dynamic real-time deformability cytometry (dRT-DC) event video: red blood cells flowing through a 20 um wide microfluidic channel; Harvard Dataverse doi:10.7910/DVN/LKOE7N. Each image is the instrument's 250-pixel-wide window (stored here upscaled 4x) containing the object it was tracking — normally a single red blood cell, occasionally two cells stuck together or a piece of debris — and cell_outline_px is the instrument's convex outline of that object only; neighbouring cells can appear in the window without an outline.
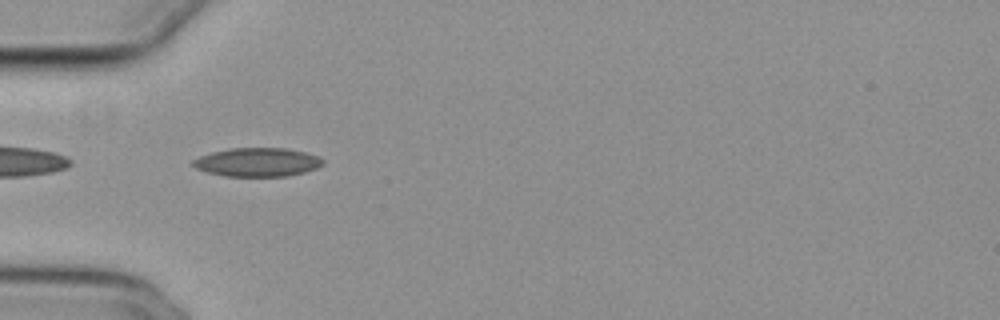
{"species": "common noctule bat (a hibernating species)", "species_latin": "Nyctalus noctula", "temperature_condition": "cold", "stored_images_in_passage": 37, "camera_frame_rate_fps": 3000, "um_per_image_px": 0.085, "animal": {"sex": "female", "body_mass_g": 29.2, "forearm_length_mm": 56.3}, "frame": {"image": 1, "passage_image": 1, "time_ms": 0.0, "image_size_px": [1000, 320], "cell_outline_px": [[324, 164], [316, 168], [304, 172], [288, 176], [224, 176], [208, 172], [196, 168], [192, 164], [192, 160], [200, 156], [212, 152], [228, 148], [288, 148], [320, 156], [324, 160]], "centroid_in_image_um": [21.9, 13.78], "position_along_channel_um": 63.1, "area_um2": 21.79}}
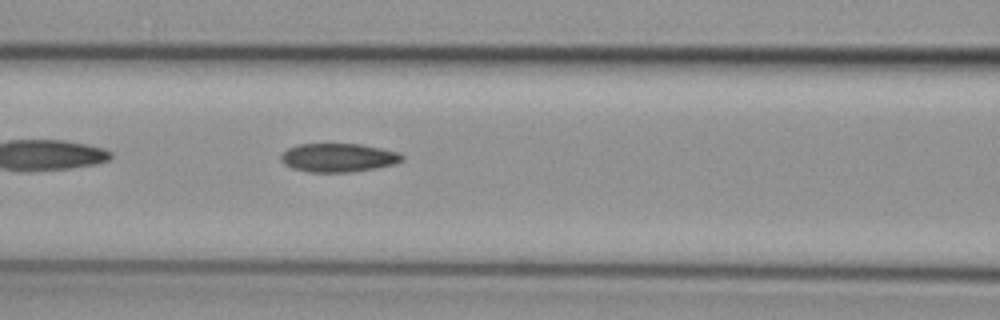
{"frame": {"image": 2, "passage_image": 7, "time_ms": 2.0, "image_size_px": [1000, 320], "cell_outline_px": [[404, 160], [392, 164], [372, 168], [348, 172], [308, 172], [292, 168], [284, 164], [280, 160], [280, 156], [288, 148], [296, 144], [360, 144], [400, 152], [404, 156]], "centroid_in_image_um": [28.73, 13.39], "position_along_channel_um": 137.9, "area_um2": 20.11}}
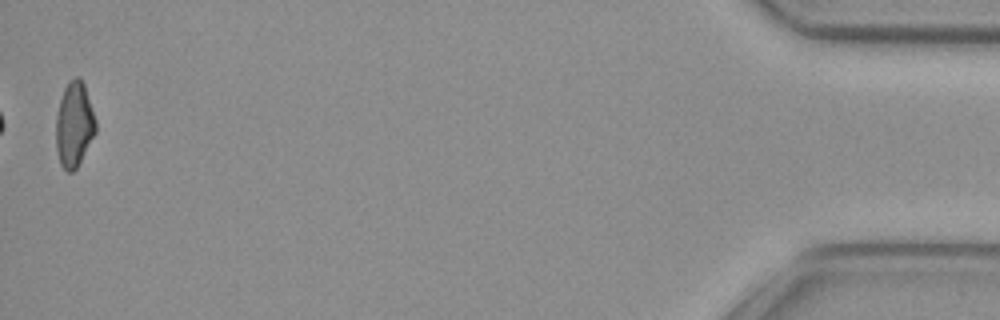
{"frame": {"image": 3, "passage_image": 37, "time_ms": 12.0, "image_size_px": [1000, 320], "cell_outline_px": [[96, 132], [76, 168], [72, 172], [68, 172], [60, 164], [56, 148], [56, 116], [60, 100], [64, 88], [68, 80], [76, 76], [84, 84], [96, 120]], "centroid_in_image_um": [6.3, 10.58], "position_along_channel_um": 428.9, "area_um2": 19.54}, "authors_computed_cell_mechanics": {"area_um2": 20.23, "velocity_mm_per_s": 3.8467, "shape_relaxation_time_tau1_ms": 9.3937, "shape_relaxation_time_tau2_ms": 11.2776, "deformation_change_tau1": 0.1722, "deformation_change_tau2": 0.1808}}